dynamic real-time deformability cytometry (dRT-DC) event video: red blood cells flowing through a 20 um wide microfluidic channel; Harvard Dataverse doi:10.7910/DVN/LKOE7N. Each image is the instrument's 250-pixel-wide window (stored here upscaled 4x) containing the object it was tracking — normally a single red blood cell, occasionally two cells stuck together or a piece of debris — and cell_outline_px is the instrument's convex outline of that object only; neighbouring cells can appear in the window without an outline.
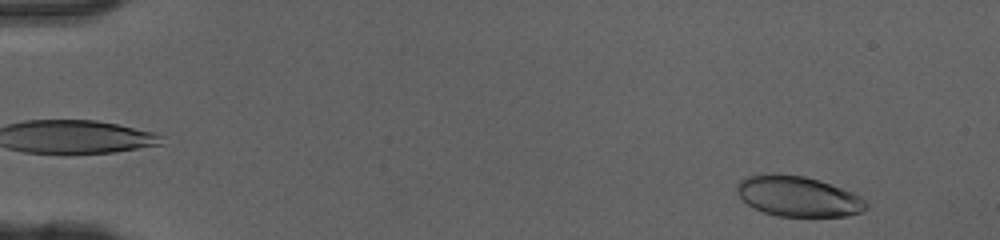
{"species": "human", "species_latin": "Homo sapiens", "temperature_condition": "cold", "stored_images_in_passage": 48, "camera_frame_rate_fps": 3000, "um_per_image_px": 0.085, "donor": {"sex": "female"}, "frame": {"image": 1, "passage_image": 2, "time_ms": 0.333, "image_size_px": [1000, 240], "cell_outline_px": [[868, 208], [860, 212], [848, 216], [776, 216], [764, 212], [748, 204], [740, 196], [736, 188], [740, 180], [744, 176], [772, 172], [776, 172], [804, 176], [820, 180], [852, 192], [860, 196], [868, 204]], "centroid_in_image_um": [67.83, 16.66], "position_along_channel_um": 17.2, "area_um2": 30.58}}
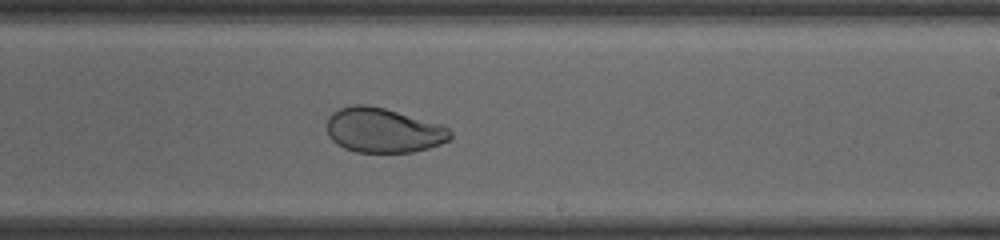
{"frame": {"image": 2, "passage_image": 29, "time_ms": 9.333, "image_size_px": [1000, 240], "cell_outline_px": [[452, 136], [448, 140], [440, 144], [428, 148], [412, 152], [356, 152], [344, 148], [336, 144], [328, 136], [328, 116], [332, 112], [340, 108], [352, 104], [368, 104], [384, 108], [444, 124], [452, 132]], "centroid_in_image_um": [32.59, 11.06], "position_along_channel_um": 256.4, "area_um2": 32.43}}
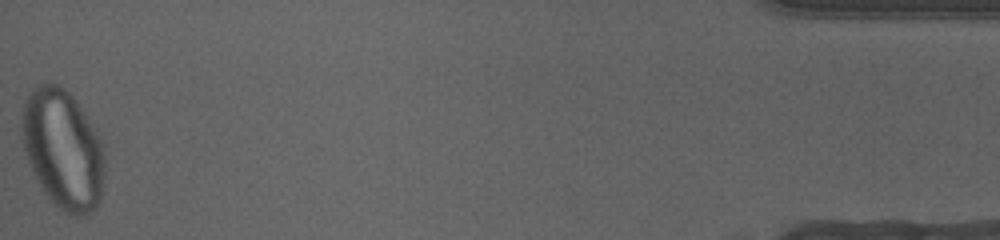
{"frame": {"image": 3, "passage_image": 48, "time_ms": 15.667, "image_size_px": [1000, 240], "cell_outline_px": [[104, 184], [100, 200], [96, 208], [92, 212], [80, 216], [76, 216], [64, 212], [44, 192], [36, 180], [28, 160], [24, 148], [20, 132], [20, 116], [24, 100], [28, 92], [36, 84], [48, 80], [64, 88], [76, 100], [96, 128], [104, 148]], "centroid_in_image_um": [5.34, 12.63], "position_along_channel_um": 429.9, "area_um2": 58.72}}